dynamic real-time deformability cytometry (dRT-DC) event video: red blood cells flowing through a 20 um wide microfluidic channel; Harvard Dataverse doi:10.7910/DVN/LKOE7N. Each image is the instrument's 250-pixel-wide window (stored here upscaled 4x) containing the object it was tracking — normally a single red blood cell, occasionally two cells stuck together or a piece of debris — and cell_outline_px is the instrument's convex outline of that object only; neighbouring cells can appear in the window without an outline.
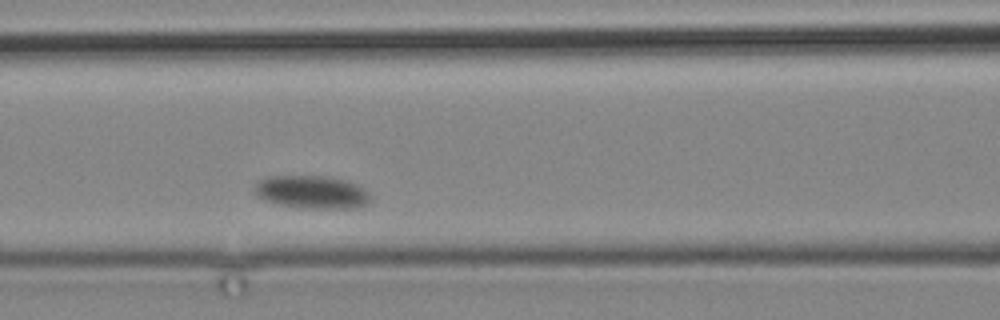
{"species": "common noctule bat (a hibernating species)", "species_latin": "Nyctalus noctula", "temperature_condition": "cold", "stored_images_in_passage": 4, "camera_frame_rate_fps": 3000, "um_per_image_px": 0.085, "animal": {"sex": "male", "body_mass_g": 19.2, "forearm_length_mm": 51.8}, "frame": {"image": 1, "passage_image": 4, "time_ms": 3.333, "image_size_px": [1000, 320], "cell_outline_px": [[368, 204], [356, 208], [308, 208], [280, 204], [264, 200], [256, 196], [252, 188], [256, 180], [268, 176], [332, 176], [348, 180], [364, 188], [368, 192]], "centroid_in_image_um": [26.46, 16.3], "position_along_channel_um": 140.1, "area_um2": 22.54}}